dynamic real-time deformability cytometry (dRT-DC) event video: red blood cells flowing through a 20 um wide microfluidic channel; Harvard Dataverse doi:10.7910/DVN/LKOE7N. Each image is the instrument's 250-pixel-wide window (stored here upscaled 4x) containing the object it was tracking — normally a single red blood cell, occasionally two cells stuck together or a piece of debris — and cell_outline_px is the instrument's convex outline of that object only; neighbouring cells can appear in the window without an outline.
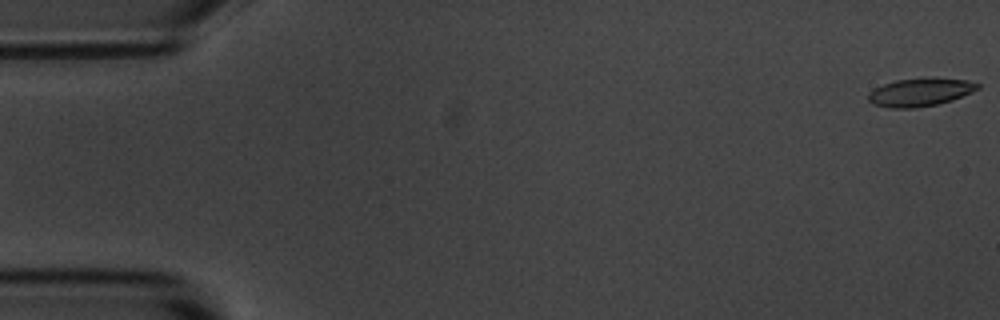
{"species": "common noctule bat (a hibernating species)", "species_latin": "Nyctalus noctula", "temperature_condition": "room temperature", "stored_images_in_passage": 4, "camera_frame_rate_fps": 3000, "um_per_image_px": 0.085, "animal": {"sex": "male", "body_mass_g": 20.1, "forearm_length_mm": 53.5}, "frame": {"image": 1, "passage_image": 1, "time_ms": 0.0, "image_size_px": [1000, 320], "cell_outline_px": [[980, 88], [972, 92], [952, 100], [936, 104], [916, 108], [888, 108], [872, 104], [868, 100], [868, 92], [884, 84], [896, 80], [968, 80], [980, 84]], "centroid_in_image_um": [78.17, 7.88], "position_along_channel_um": 6.8, "area_um2": 17.22}}